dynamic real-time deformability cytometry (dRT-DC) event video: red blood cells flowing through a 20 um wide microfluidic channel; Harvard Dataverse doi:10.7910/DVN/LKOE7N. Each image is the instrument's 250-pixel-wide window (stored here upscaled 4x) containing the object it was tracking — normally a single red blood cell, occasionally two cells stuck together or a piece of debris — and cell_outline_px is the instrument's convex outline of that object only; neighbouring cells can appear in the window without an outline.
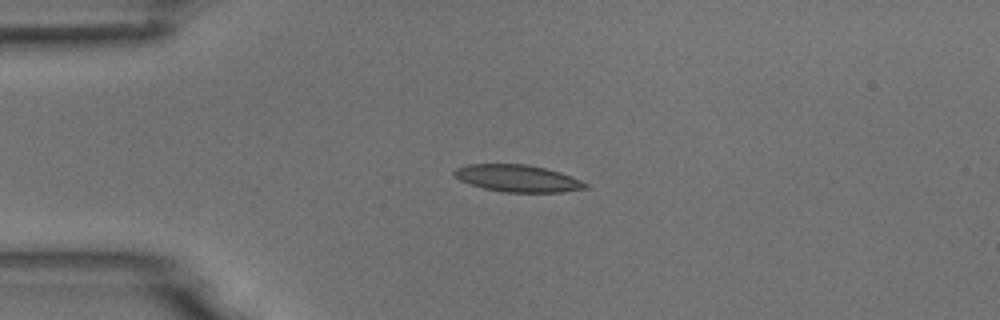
{"species": "common noctule bat (a hibernating species)", "species_latin": "Nyctalus noctula", "temperature_condition": "room temperature", "stored_images_in_passage": 4, "camera_frame_rate_fps": 3000, "um_per_image_px": 0.085, "animal": {"sex": "male", "body_mass_g": 18.8}, "frame": {"image": 1, "passage_image": 3, "time_ms": 0.667, "image_size_px": [1000, 320], "cell_outline_px": [[588, 188], [560, 192], [504, 192], [484, 188], [460, 180], [452, 172], [456, 168], [468, 164], [528, 164], [560, 172], [572, 176], [588, 184]], "centroid_in_image_um": [44.02, 15.15], "position_along_channel_um": 41.0, "area_um2": 20.52}}